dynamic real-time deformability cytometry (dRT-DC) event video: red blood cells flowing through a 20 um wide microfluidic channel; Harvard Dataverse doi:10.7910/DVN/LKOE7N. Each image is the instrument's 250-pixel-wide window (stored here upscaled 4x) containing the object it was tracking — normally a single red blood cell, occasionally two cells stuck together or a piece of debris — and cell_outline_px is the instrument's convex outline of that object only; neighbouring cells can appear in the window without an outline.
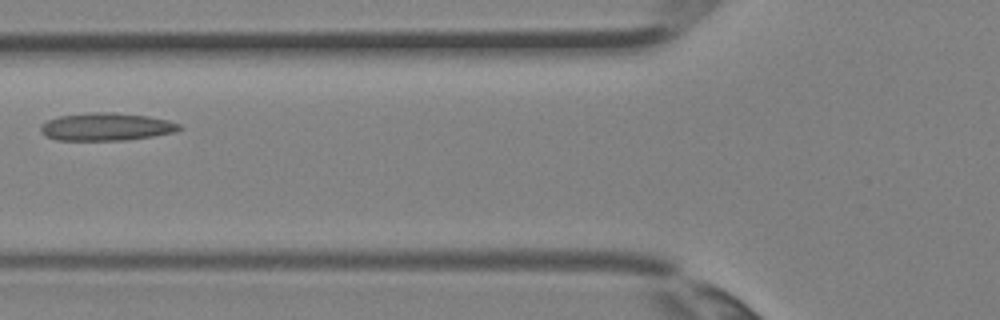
{"species": "Egyptian fruit bat (a non-hibernating species)", "species_latin": "Rousettus aegyptiacus", "temperature_condition": "room temperature", "stored_images_in_passage": 5, "camera_frame_rate_fps": 3000, "um_per_image_px": 0.085, "animal": {"sex": "female"}, "frame": {"image": 1, "passage_image": 5, "time_ms": 1.333, "image_size_px": [1000, 320], "cell_outline_px": [[184, 128], [176, 132], [152, 136], [124, 140], [56, 140], [40, 132], [40, 124], [48, 120], [60, 116], [88, 112], [116, 112], [148, 116], [168, 120], [180, 124]], "centroid_in_image_um": [9.05, 10.77], "position_along_channel_um": 116.7, "area_um2": 22.54}}